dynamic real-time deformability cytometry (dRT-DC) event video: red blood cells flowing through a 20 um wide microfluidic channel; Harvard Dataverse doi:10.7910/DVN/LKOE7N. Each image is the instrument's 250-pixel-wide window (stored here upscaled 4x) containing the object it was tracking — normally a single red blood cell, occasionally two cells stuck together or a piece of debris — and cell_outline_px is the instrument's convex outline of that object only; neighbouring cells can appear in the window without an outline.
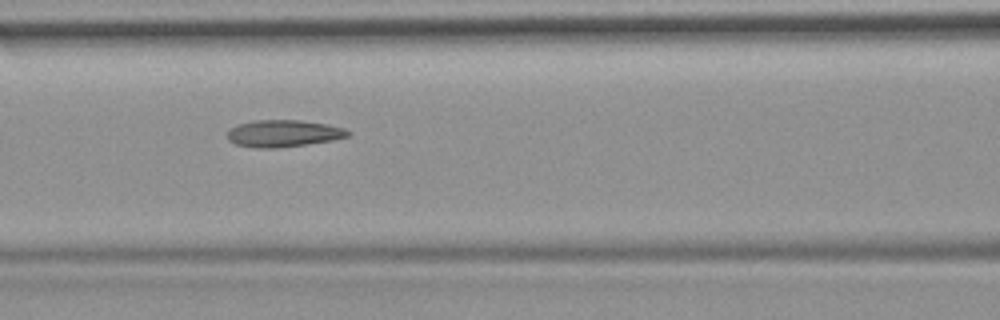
{"species": "common noctule bat (a hibernating species)", "species_latin": "Nyctalus noctula", "temperature_condition": "room temperature", "stored_images_in_passage": 53, "camera_frame_rate_fps": 3000, "um_per_image_px": 0.085, "animal": {"sex": "female", "body_mass_g": 19.9}, "frame": {"image": 1, "passage_image": 23, "time_ms": 7.333, "image_size_px": [1000, 320], "cell_outline_px": [[352, 132], [348, 136], [332, 140], [308, 144], [276, 148], [256, 148], [236, 144], [228, 140], [228, 132], [236, 124], [252, 120], [300, 120], [328, 124], [344, 128]], "centroid_in_image_um": [24.09, 11.33], "position_along_channel_um": 142.5, "area_um2": 19.02}, "authors_computed_cell_mechanics": {"area_um2": 19.0162, "velocity_mm_per_s": 3.7846, "shape_relaxation_time_tau1_ms": null, "shape_relaxation_time_tau2_ms": 3.0285, "deformation_change_tau1": null, "deformation_change_tau2": 0.1191}}